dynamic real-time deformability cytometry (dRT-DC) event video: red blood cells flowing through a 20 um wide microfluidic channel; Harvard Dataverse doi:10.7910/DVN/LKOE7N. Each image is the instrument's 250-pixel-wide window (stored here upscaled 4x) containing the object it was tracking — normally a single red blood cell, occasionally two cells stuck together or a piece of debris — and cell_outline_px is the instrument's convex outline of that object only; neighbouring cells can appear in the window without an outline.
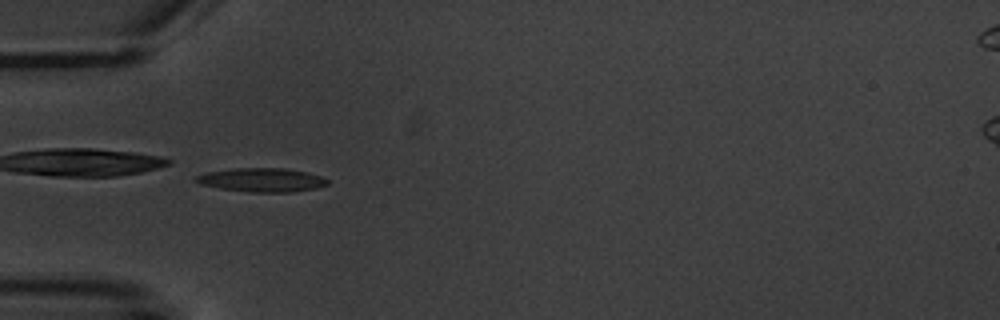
{"species": "common noctule bat (a hibernating species)", "species_latin": "Nyctalus noctula", "temperature_condition": "warm", "stored_images_in_passage": 5, "camera_frame_rate_fps": 3000, "um_per_image_px": 0.085, "animal": {"sex": "male", "body_mass_g": 20.1, "forearm_length_mm": 53.5}, "frame": {"image": 1, "passage_image": 4, "time_ms": 4.667, "image_size_px": [1000, 320], "cell_outline_px": [[328, 184], [316, 188], [292, 192], [248, 192], [220, 188], [200, 184], [192, 180], [196, 176], [204, 172], [236, 168], [288, 168], [308, 172], [320, 176], [328, 180]], "centroid_in_image_um": [22.23, 15.29], "position_along_channel_um": 62.8, "area_um2": 18.38}}